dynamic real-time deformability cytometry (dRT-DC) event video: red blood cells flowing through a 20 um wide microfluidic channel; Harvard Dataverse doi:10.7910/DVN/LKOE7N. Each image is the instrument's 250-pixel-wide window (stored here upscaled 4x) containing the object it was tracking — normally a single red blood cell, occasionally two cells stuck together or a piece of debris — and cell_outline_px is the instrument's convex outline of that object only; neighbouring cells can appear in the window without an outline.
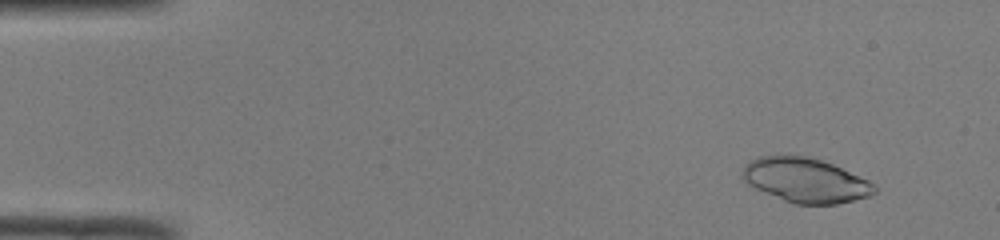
{"species": "common noctule bat (a hibernating species)", "species_latin": "Nyctalus noctula", "temperature_condition": "room temperature", "stored_images_in_passage": 50, "camera_frame_rate_fps": 3000, "um_per_image_px": 0.085, "animal": {"sex": "male", "body_mass_g": 19.0, "forearm_length_mm": 50.8}, "frame": {"image": 1, "passage_image": 5, "time_ms": 1.333, "image_size_px": [1000, 240], "cell_outline_px": [[876, 192], [868, 196], [836, 204], [796, 204], [784, 200], [756, 188], [748, 184], [744, 180], [744, 168], [752, 160], [760, 156], [804, 156], [820, 160], [832, 164], [868, 180], [876, 188]], "centroid_in_image_um": [68.49, 15.33], "position_along_channel_um": 16.5, "area_um2": 33.29}}